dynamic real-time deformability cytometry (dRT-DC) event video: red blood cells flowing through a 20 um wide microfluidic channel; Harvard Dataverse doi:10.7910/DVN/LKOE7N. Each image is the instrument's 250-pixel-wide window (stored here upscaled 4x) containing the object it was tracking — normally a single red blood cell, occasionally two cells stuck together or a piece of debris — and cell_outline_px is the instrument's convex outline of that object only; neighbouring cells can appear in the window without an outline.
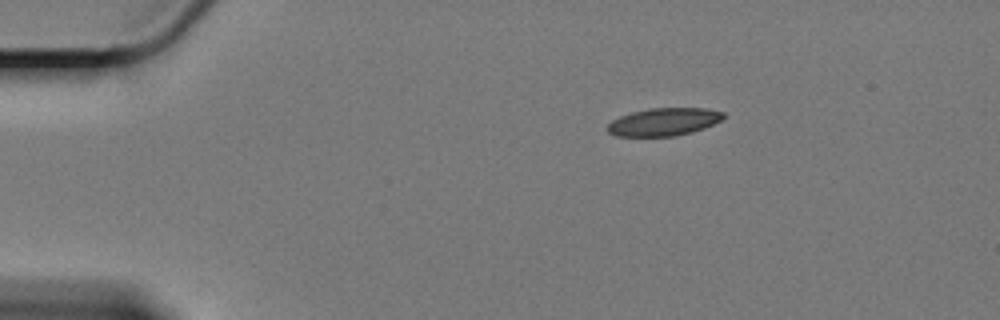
{"species": "Egyptian fruit bat (a non-hibernating species)", "species_latin": "Rousettus aegyptiacus", "temperature_condition": "cold", "stored_images_in_passage": 9, "camera_frame_rate_fps": 3000, "um_per_image_px": 0.085, "animal": {"sex": "female"}, "frame": {"image": 1, "passage_image": 1, "time_ms": 0.0, "image_size_px": [1000, 320], "cell_outline_px": [[724, 116], [720, 120], [704, 128], [692, 132], [676, 136], [616, 136], [608, 132], [608, 124], [612, 120], [620, 116], [632, 112], [652, 108], [708, 108], [724, 112]], "centroid_in_image_um": [56.42, 10.36], "position_along_channel_um": 28.6, "area_um2": 18.67}}